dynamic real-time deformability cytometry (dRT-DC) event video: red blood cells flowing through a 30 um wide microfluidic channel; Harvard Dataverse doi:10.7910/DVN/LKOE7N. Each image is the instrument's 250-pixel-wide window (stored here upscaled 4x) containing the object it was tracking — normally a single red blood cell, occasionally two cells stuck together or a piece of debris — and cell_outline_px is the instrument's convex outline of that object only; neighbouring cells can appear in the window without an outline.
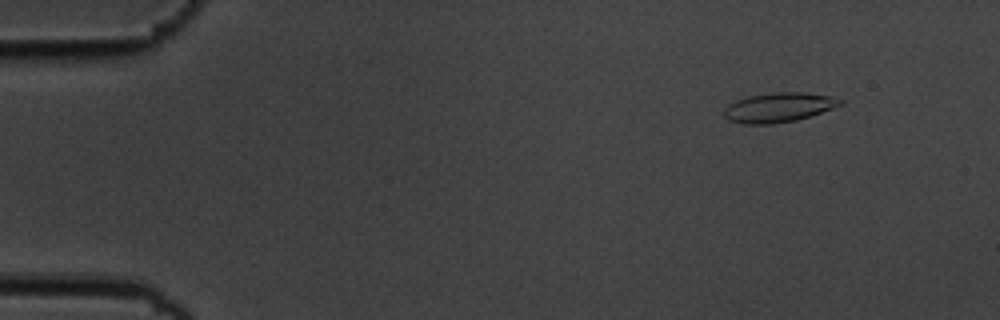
{"species": "common noctule bat (a hibernating species)", "species_latin": "Nyctalus noctula", "temperature_condition": "cold", "stored_images_in_passage": 10, "camera_frame_rate_fps": 3000, "um_per_image_px": 0.085, "animal": {"sex": "male", "body_mass_g": 19.5, "forearm_length_mm": 54.6}, "frame": {"image": 1, "passage_image": 2, "time_ms": 0.333, "image_size_px": [1000, 320], "cell_outline_px": [[844, 100], [840, 104], [832, 108], [796, 120], [772, 124], [744, 124], [728, 120], [724, 116], [724, 108], [728, 104], [736, 100], [748, 96], [776, 92], [800, 92], [832, 96]], "centroid_in_image_um": [66.14, 9.13], "position_along_channel_um": 18.9, "area_um2": 19.83}}
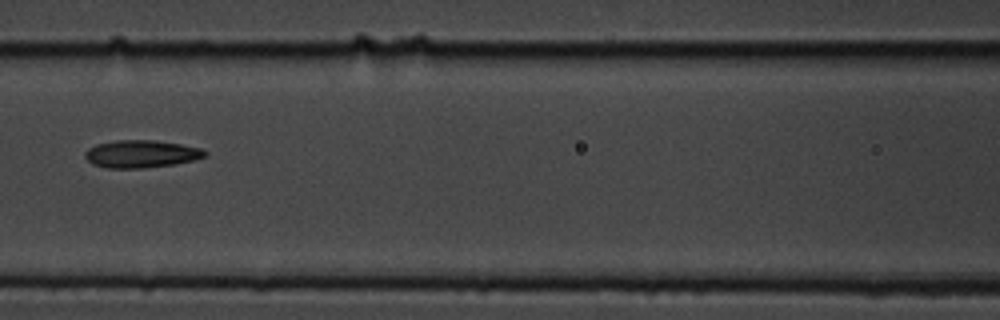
{"frame": {"image": 2, "passage_image": 7, "time_ms": 2.0, "image_size_px": [1000, 320], "cell_outline_px": [[208, 152], [204, 156], [192, 160], [172, 164], [140, 168], [108, 168], [92, 164], [84, 156], [84, 152], [88, 148], [96, 144], [116, 140], [152, 140], [180, 144], [200, 148]], "centroid_in_image_um": [11.94, 13.07], "position_along_channel_um": 154.7, "area_um2": 19.02}}
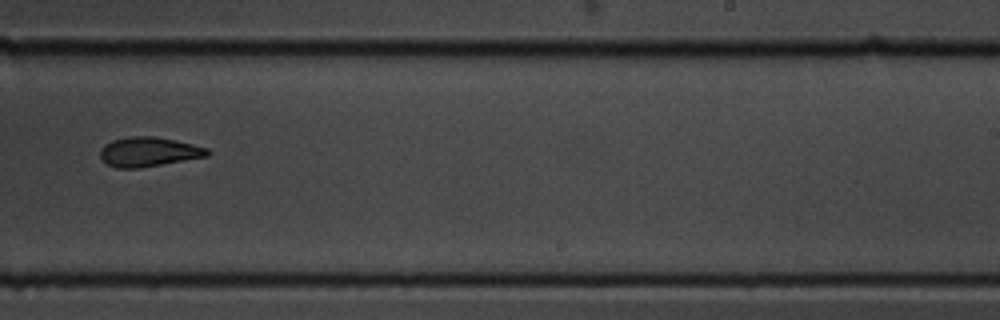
{"frame": {"image": 3, "passage_image": 10, "time_ms": 3.0, "image_size_px": [1000, 320], "cell_outline_px": [[212, 152], [208, 156], [140, 168], [116, 168], [108, 164], [100, 156], [100, 148], [104, 144], [112, 140], [132, 136], [156, 136], [176, 140], [208, 148]], "centroid_in_image_um": [12.65, 12.9], "position_along_channel_um": 276.4, "area_um2": 18.5}}